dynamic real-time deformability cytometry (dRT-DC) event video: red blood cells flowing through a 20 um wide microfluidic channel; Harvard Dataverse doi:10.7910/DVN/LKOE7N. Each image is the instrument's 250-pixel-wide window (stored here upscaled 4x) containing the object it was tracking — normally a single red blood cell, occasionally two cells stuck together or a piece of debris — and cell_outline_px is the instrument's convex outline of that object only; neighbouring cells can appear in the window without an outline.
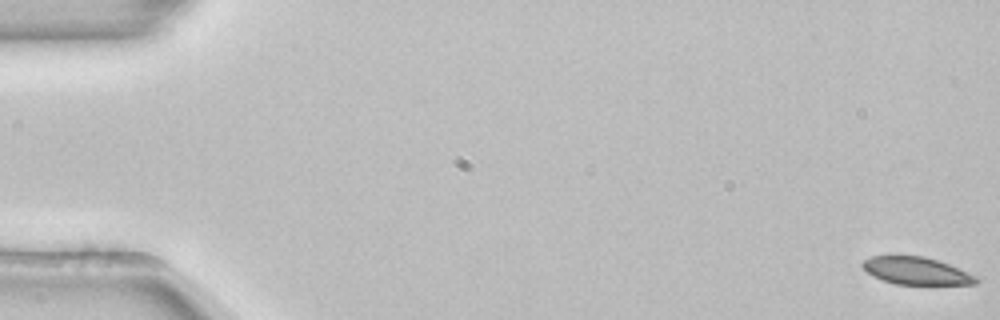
{"species": "common noctule bat (a hibernating species)", "species_latin": "Nyctalus noctula", "temperature_condition": "room temperature", "stored_images_in_passage": 54, "camera_frame_rate_fps": 3000, "um_per_image_px": 0.085, "animal": {"sex": "female", "body_mass_g": 22.7, "forearm_length_mm": 54.2}, "frame": {"image": 1, "passage_image": 1, "time_ms": 0.0, "image_size_px": [1000, 320], "cell_outline_px": [[980, 280], [976, 284], [896, 284], [872, 276], [860, 264], [864, 260], [872, 256], [892, 252], [924, 256], [948, 264], [976, 276]], "centroid_in_image_um": [77.81, 22.97], "position_along_channel_um": 7.2, "area_um2": 18.61}}
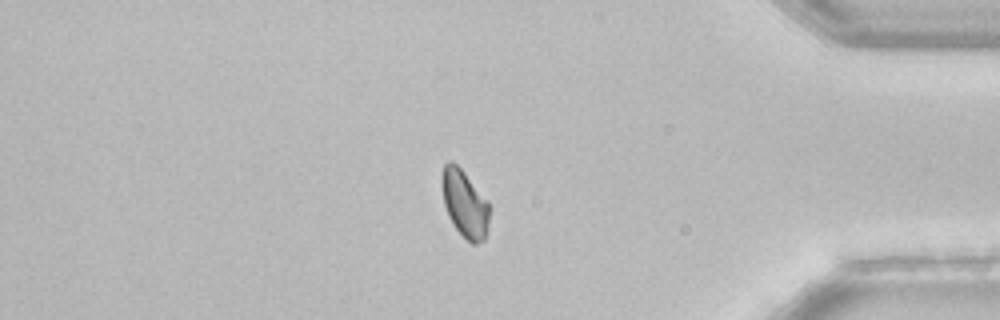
{"frame": {"image": 2, "passage_image": 46, "time_ms": 15.0, "image_size_px": [1000, 320], "cell_outline_px": [[488, 224], [484, 240], [476, 244], [472, 244], [452, 224], [448, 216], [444, 204], [440, 184], [440, 176], [444, 164], [448, 160], [452, 160], [464, 172], [488, 200]], "centroid_in_image_um": [39.46, 17.26], "position_along_channel_um": 395.7, "area_um2": 18.73}}
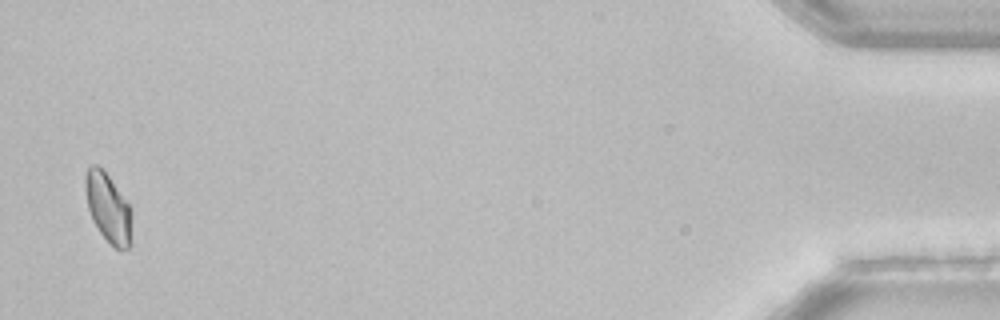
{"frame": {"image": 3, "passage_image": 53, "time_ms": 17.333, "image_size_px": [1000, 320], "cell_outline_px": [[132, 244], [128, 248], [116, 248], [100, 232], [92, 220], [88, 208], [84, 188], [84, 176], [88, 168], [92, 164], [96, 164], [108, 176], [132, 208]], "centroid_in_image_um": [9.21, 17.67], "position_along_channel_um": 426.0, "area_um2": 18.79}, "authors_computed_cell_mechanics": {"area_um2": 19.5942, "velocity_mm_per_s": 3.8519, "shape_relaxation_time_tau1_ms": 10.7255, "shape_relaxation_time_tau2_ms": null, "deformation_change_tau1": 0.1142, "deformation_change_tau2": null}}